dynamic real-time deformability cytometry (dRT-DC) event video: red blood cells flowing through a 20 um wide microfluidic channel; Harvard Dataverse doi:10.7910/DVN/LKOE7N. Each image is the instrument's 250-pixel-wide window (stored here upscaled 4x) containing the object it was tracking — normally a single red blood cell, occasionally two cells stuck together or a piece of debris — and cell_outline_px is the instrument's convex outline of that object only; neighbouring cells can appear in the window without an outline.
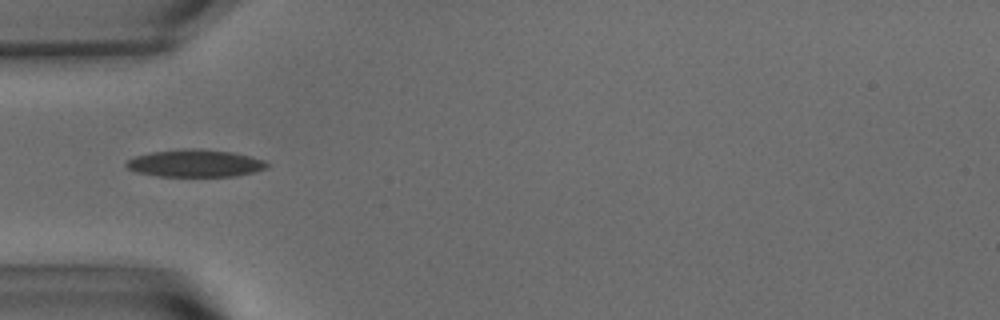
{"species": "common noctule bat (a hibernating species)", "species_latin": "Nyctalus noctula", "temperature_condition": "warm", "stored_images_in_passage": 13, "camera_frame_rate_fps": 3000, "um_per_image_px": 0.085, "animal": {"sex": "male", "body_mass_g": 15.6}, "frame": {"image": 1, "passage_image": 3, "time_ms": 0.667, "image_size_px": [1000, 320], "cell_outline_px": [[268, 168], [236, 176], [156, 176], [136, 172], [128, 168], [124, 164], [128, 160], [136, 156], [152, 152], [184, 148], [200, 148], [232, 152], [264, 160], [268, 164]], "centroid_in_image_um": [16.58, 13.87], "position_along_channel_um": 68.4, "area_um2": 22.43}}